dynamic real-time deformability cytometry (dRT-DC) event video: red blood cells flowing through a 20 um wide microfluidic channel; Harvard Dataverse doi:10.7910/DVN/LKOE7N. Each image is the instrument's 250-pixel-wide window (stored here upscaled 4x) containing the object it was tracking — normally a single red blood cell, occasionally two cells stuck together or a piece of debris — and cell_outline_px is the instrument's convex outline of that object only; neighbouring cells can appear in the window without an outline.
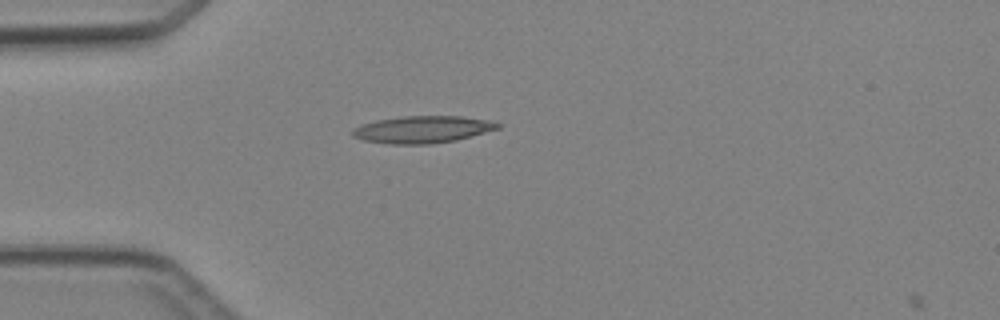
{"species": "Egyptian fruit bat (a non-hibernating species)", "species_latin": "Rousettus aegyptiacus", "temperature_condition": "cold", "stored_images_in_passage": 1, "camera_frame_rate_fps": 3000, "um_per_image_px": 0.085, "animal": {"sex": "female"}, "frame": {"image": 1, "passage_image": 1, "time_ms": 0.0, "image_size_px": [1000, 320], "cell_outline_px": [[500, 128], [456, 140], [432, 144], [392, 144], [364, 140], [352, 136], [352, 128], [376, 120], [404, 116], [460, 116], [488, 120], [500, 124]], "centroid_in_image_um": [35.91, 11.0], "position_along_channel_um": 49.1, "area_um2": 22.77}}